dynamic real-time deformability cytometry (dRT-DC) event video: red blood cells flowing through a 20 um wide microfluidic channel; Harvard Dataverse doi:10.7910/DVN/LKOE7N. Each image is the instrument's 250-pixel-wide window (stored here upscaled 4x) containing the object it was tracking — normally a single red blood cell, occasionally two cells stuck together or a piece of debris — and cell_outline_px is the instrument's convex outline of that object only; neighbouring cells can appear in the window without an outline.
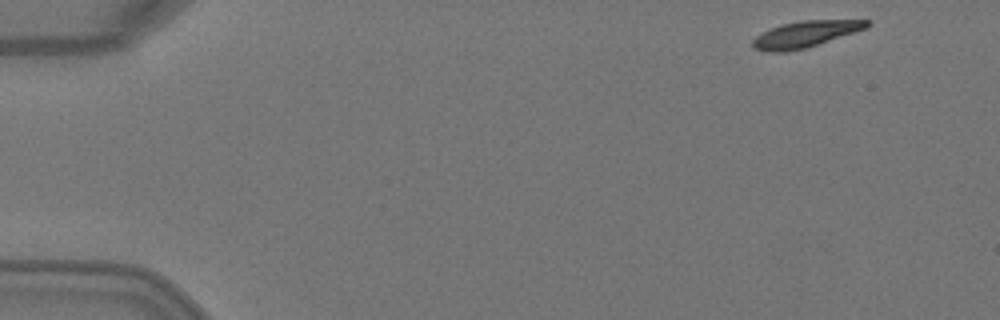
{"species": "Egyptian fruit bat (a non-hibernating species)", "species_latin": "Rousettus aegyptiacus", "temperature_condition": "warm", "stored_images_in_passage": 5, "segment_of_instrument_passage": [1, 2], "camera_frame_rate_fps": 3000, "um_per_image_px": 0.085, "animal": {"sex": "female"}, "frame": {"image": 1, "passage_image": 1, "time_ms": 0.0, "image_size_px": [1000, 320], "cell_outline_px": [[872, 24], [868, 28], [804, 48], [784, 52], [768, 52], [752, 48], [752, 40], [756, 36], [772, 28], [784, 24], [800, 20], [872, 20]], "centroid_in_image_um": [68.48, 2.9], "position_along_channel_um": 16.5, "area_um2": 17.34}}
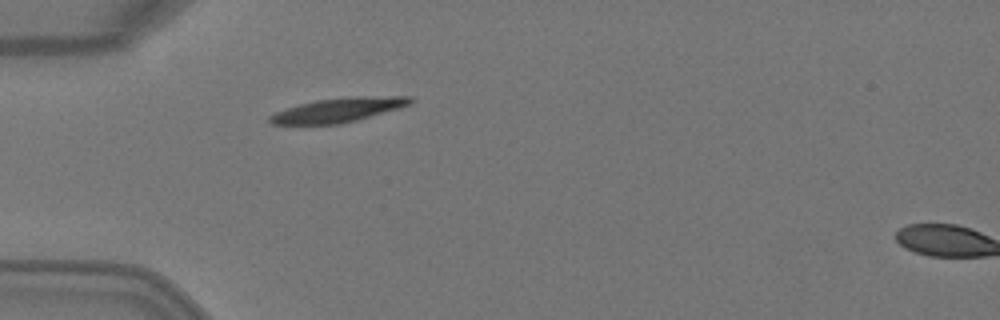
{"frame": {"image": 2, "passage_image": 4, "time_ms": 1.0, "image_size_px": [1000, 320], "cell_outline_px": [[416, 100], [412, 104], [400, 108], [356, 120], [340, 124], [272, 124], [268, 120], [268, 116], [276, 112], [300, 104], [316, 100], [352, 96], [412, 96]], "centroid_in_image_um": [28.83, 9.33], "position_along_channel_um": 56.2, "area_um2": 19.88}}